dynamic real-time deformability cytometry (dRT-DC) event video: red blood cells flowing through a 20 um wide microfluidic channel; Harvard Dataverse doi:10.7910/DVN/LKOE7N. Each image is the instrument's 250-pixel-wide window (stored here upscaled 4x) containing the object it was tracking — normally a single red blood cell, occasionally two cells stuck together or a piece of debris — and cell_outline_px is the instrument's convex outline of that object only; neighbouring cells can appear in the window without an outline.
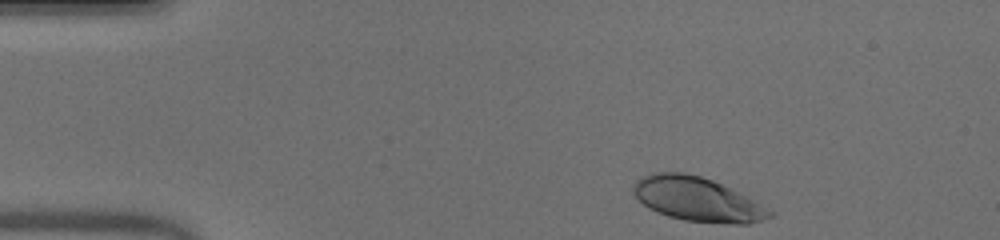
{"species": "human", "species_latin": "Homo sapiens", "temperature_condition": "warm", "stored_images_in_passage": 44, "camera_frame_rate_fps": 3000, "um_per_image_px": 0.085, "donor": {"sex": "male"}, "frame": {"image": 1, "passage_image": 1, "time_ms": 0.0, "image_size_px": [1000, 240], "cell_outline_px": [[776, 216], [748, 224], [724, 224], [684, 220], [668, 216], [656, 212], [648, 208], [632, 192], [632, 188], [636, 180], [652, 172], [684, 172], [700, 176], [712, 180], [732, 188], [776, 212]], "centroid_in_image_um": [59.31, 16.95], "position_along_channel_um": 25.7, "area_um2": 35.37}}
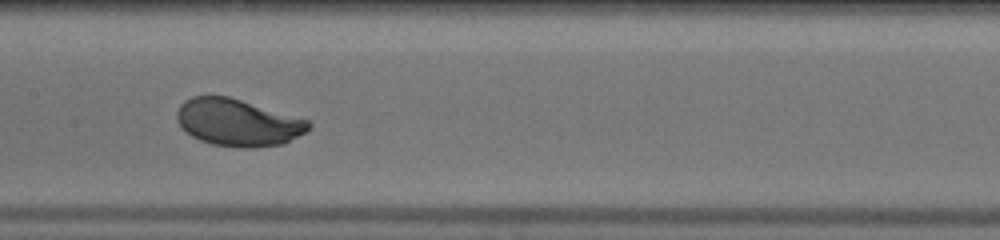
{"frame": {"image": 2, "passage_image": 19, "time_ms": 6.0, "image_size_px": [1000, 240], "cell_outline_px": [[312, 124], [304, 132], [284, 144], [256, 148], [244, 148], [212, 144], [200, 140], [192, 136], [180, 128], [176, 120], [176, 112], [180, 104], [184, 100], [192, 96], [228, 96], [308, 120]], "centroid_in_image_um": [20.16, 10.42], "position_along_channel_um": 187.2, "area_um2": 36.13}}
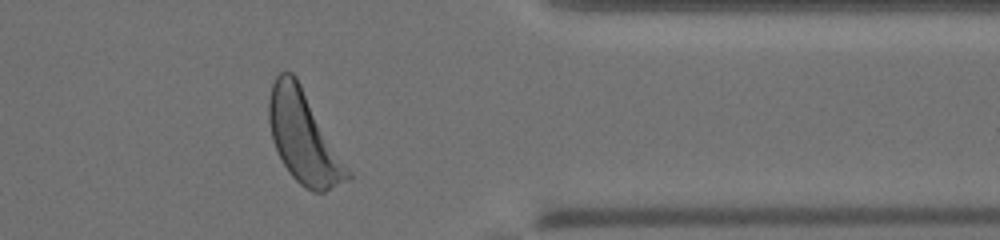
{"frame": {"image": 3, "passage_image": 35, "time_ms": 11.333, "image_size_px": [1000, 240], "cell_outline_px": [[352, 176], [348, 180], [324, 192], [312, 192], [304, 188], [292, 176], [284, 164], [272, 140], [268, 120], [268, 100], [272, 84], [276, 76], [280, 72], [292, 72], [296, 76], [352, 172]], "centroid_in_image_um": [25.82, 11.68], "position_along_channel_um": 385.6, "area_um2": 41.91}, "authors_computed_cell_mechanics": {"area_um2": 36.3273, "velocity_mm_per_s": 3.9805, "shape_relaxation_time_tau1_ms": 2.2114, "shape_relaxation_time_tau2_ms": null, "deformation_change_tau1": 0.1711, "deformation_change_tau2": null}}